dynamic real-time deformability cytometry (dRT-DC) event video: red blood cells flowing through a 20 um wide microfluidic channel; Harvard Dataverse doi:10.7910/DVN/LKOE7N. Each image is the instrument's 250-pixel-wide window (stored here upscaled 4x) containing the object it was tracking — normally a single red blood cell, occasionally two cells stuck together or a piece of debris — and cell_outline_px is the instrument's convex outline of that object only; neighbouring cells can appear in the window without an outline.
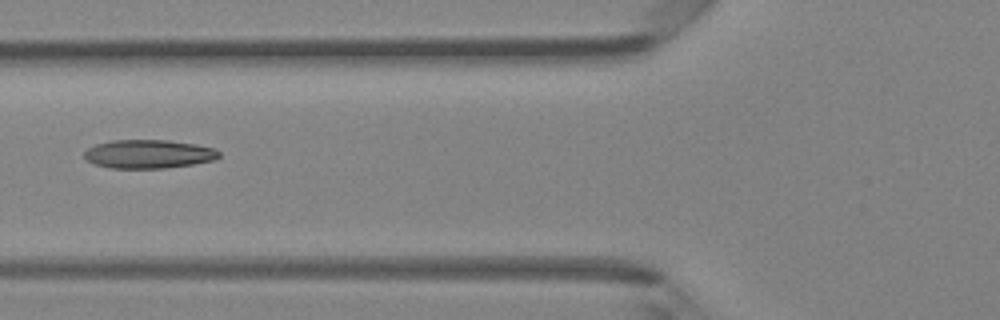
{"species": "Egyptian fruit bat (a non-hibernating species)", "species_latin": "Rousettus aegyptiacus", "temperature_condition": "room temperature", "stored_images_in_passage": 5, "camera_frame_rate_fps": 3000, "um_per_image_px": 0.085, "animal": {"sex": "female"}, "frame": {"image": 1, "passage_image": 5, "time_ms": 1.333, "image_size_px": [1000, 320], "cell_outline_px": [[220, 156], [216, 160], [192, 164], [164, 168], [108, 168], [92, 164], [84, 160], [84, 152], [88, 148], [96, 144], [112, 140], [168, 140], [196, 144], [216, 148], [220, 152]], "centroid_in_image_um": [12.62, 13.09], "position_along_channel_um": 113.2, "area_um2": 22.77}}